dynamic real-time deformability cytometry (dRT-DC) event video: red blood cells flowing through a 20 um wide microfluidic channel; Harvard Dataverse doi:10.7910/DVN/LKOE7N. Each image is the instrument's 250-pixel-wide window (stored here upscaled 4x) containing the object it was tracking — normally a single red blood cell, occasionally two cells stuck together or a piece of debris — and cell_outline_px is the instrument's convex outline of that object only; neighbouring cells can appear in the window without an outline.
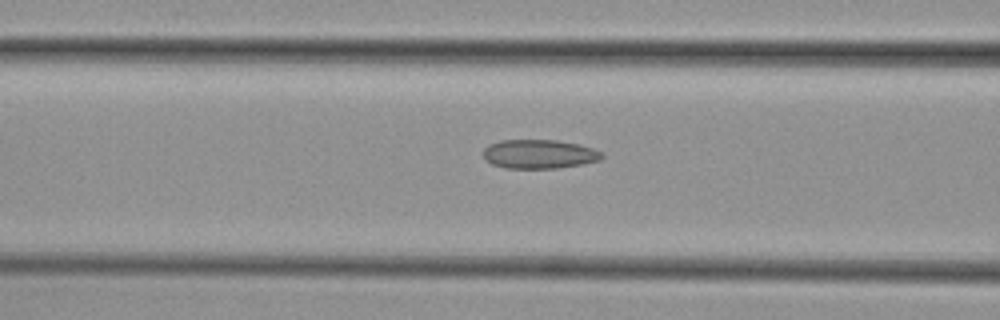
{"species": "common noctule bat (a hibernating species)", "species_latin": "Nyctalus noctula", "temperature_condition": "cold", "stored_images_in_passage": 21, "camera_frame_rate_fps": 3000, "um_per_image_px": 0.085, "animal": {"sex": "female", "body_mass_g": 29.2, "forearm_length_mm": 56.3}, "frame": {"image": 1, "passage_image": 12, "time_ms": 3.667, "image_size_px": [1000, 320], "cell_outline_px": [[604, 156], [600, 160], [580, 164], [556, 168], [504, 168], [492, 164], [484, 160], [484, 148], [488, 144], [500, 140], [556, 140], [580, 144], [592, 148], [600, 152]], "centroid_in_image_um": [45.79, 13.09], "position_along_channel_um": 120.8, "area_um2": 20.06}}
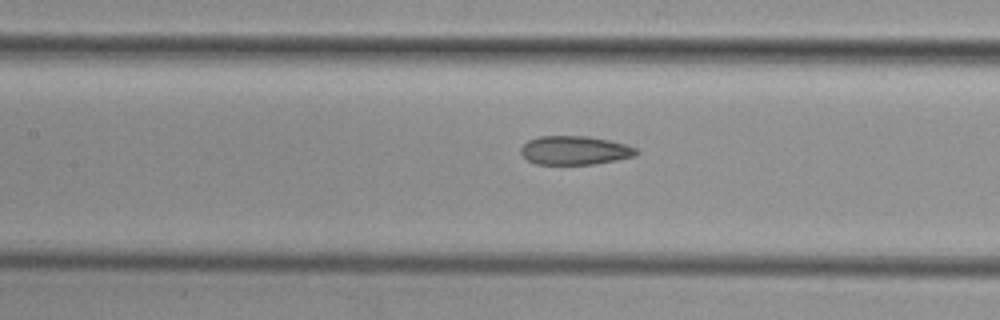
{"frame": {"image": 2, "passage_image": 15, "time_ms": 4.667, "image_size_px": [1000, 320], "cell_outline_px": [[640, 152], [636, 156], [596, 164], [536, 164], [528, 160], [520, 152], [520, 148], [528, 140], [540, 136], [588, 136], [608, 140], [624, 144], [636, 148]], "centroid_in_image_um": [48.87, 12.78], "position_along_channel_um": 158.5, "area_um2": 19.36}}
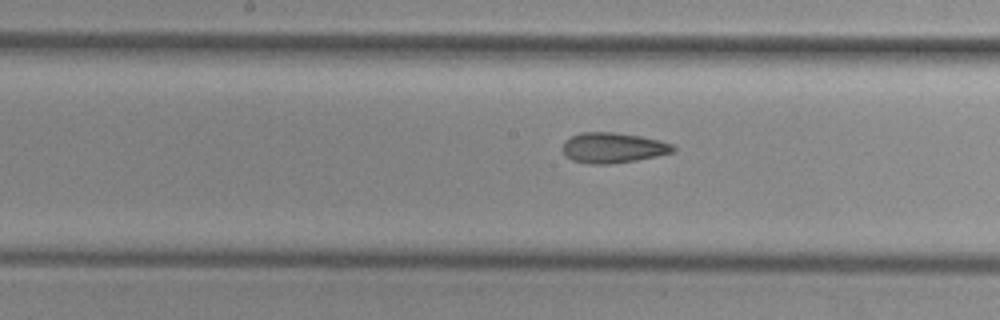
{"frame": {"image": 3, "passage_image": 18, "time_ms": 5.667, "image_size_px": [1000, 320], "cell_outline_px": [[676, 152], [636, 160], [612, 164], [588, 164], [572, 160], [560, 148], [564, 140], [580, 132], [612, 132], [640, 136], [660, 140], [672, 144], [676, 148]], "centroid_in_image_um": [52.1, 12.56], "position_along_channel_um": 196.1, "area_um2": 19.71}}